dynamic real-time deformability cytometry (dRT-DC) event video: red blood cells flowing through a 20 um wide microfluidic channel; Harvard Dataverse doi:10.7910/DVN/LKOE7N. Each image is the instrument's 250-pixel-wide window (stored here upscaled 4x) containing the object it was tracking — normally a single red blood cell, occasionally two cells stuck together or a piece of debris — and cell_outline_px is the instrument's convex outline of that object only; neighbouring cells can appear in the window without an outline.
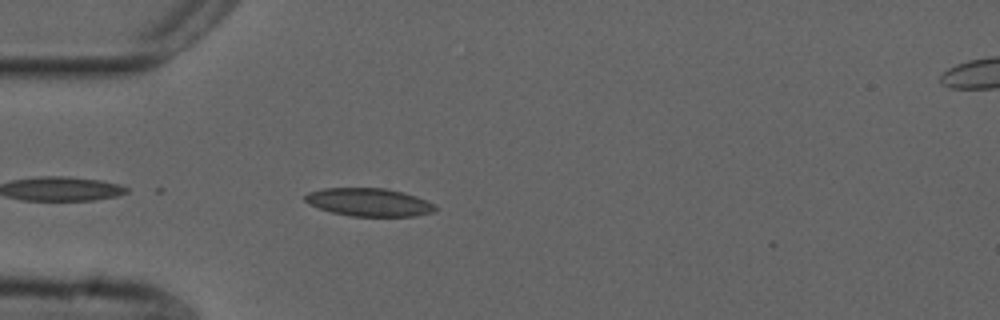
{"species": "common noctule bat (a hibernating species)", "species_latin": "Nyctalus noctula", "temperature_condition": "cold", "stored_images_in_passage": 8, "camera_frame_rate_fps": 3000, "um_per_image_px": 0.085, "animal": {"sex": "male", "forearm_length_mm": 52.5}, "frame": {"image": 1, "passage_image": 3, "time_ms": 0.667, "image_size_px": [1000, 320], "cell_outline_px": [[436, 212], [416, 216], [352, 216], [332, 212], [308, 204], [304, 200], [304, 196], [308, 192], [324, 188], [384, 188], [404, 192], [416, 196], [436, 204]], "centroid_in_image_um": [31.39, 17.19], "position_along_channel_um": 53.6, "area_um2": 21.39}}